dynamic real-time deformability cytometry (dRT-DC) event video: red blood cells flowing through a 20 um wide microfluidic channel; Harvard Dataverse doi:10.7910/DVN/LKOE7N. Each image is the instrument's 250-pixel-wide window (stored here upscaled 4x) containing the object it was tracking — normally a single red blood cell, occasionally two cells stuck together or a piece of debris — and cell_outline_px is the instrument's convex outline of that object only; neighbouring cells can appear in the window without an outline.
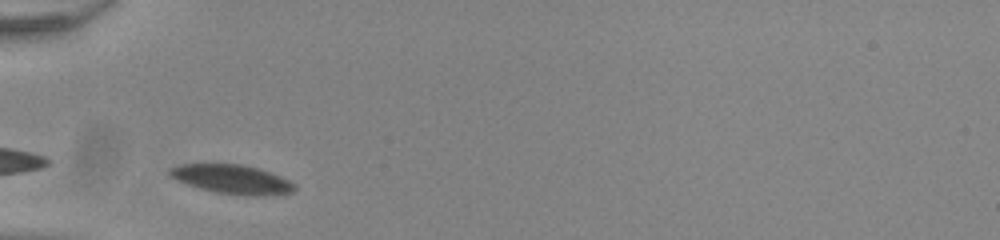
{"species": "common noctule bat (a hibernating species)", "species_latin": "Nyctalus noctula", "temperature_condition": "room temperature", "stored_images_in_passage": 27, "camera_frame_rate_fps": 3000, "um_per_image_px": 0.085, "animal": {"sex": "male", "body_mass_g": 20.0, "forearm_length_mm": 53.3}, "frame": {"image": 1, "passage_image": 1, "time_ms": 0.0, "image_size_px": [1000, 240], "cell_outline_px": [[296, 188], [292, 192], [264, 196], [244, 196], [216, 192], [200, 188], [176, 180], [168, 176], [168, 168], [180, 164], [240, 164], [256, 168], [280, 176], [296, 184]], "centroid_in_image_um": [19.7, 15.24], "position_along_channel_um": 65.3, "area_um2": 21.15}}
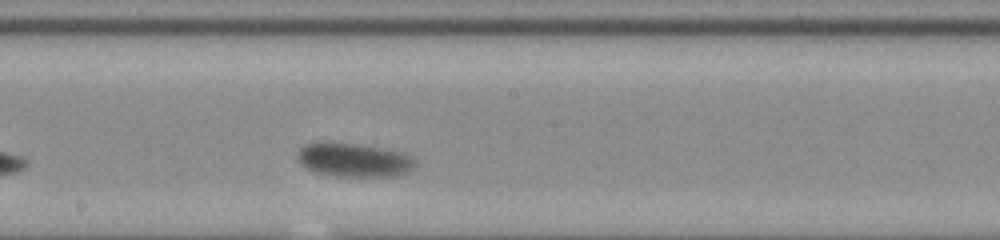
{"frame": {"image": 2, "passage_image": 14, "time_ms": 4.333, "image_size_px": [1000, 240], "cell_outline_px": [[412, 168], [408, 172], [396, 176], [336, 176], [316, 172], [304, 168], [300, 164], [296, 156], [300, 148], [304, 144], [360, 144], [400, 152], [412, 156]], "centroid_in_image_um": [30.04, 13.62], "position_along_channel_um": 218.2, "area_um2": 22.6}}
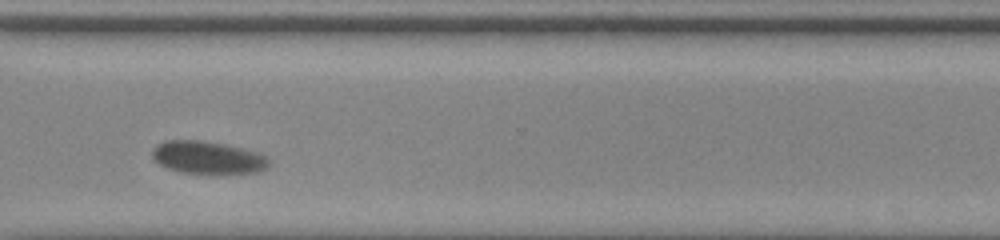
{"frame": {"image": 3, "passage_image": 25, "time_ms": 8.0, "image_size_px": [1000, 240], "cell_outline_px": [[268, 168], [256, 172], [180, 172], [168, 168], [160, 164], [152, 156], [152, 152], [156, 144], [164, 140], [200, 140], [224, 144], [260, 152], [268, 156]], "centroid_in_image_um": [17.66, 13.36], "position_along_channel_um": 352.9, "area_um2": 21.85}, "authors_computed_cell_mechanics": {"area_um2": 22.542, "velocity_mm_per_s": 3.6561, "shape_relaxation_time_tau1_ms": 3.5899, "shape_relaxation_time_tau2_ms": null, "deformation_change_tau1": 0.0866, "deformation_change_tau2": null}}